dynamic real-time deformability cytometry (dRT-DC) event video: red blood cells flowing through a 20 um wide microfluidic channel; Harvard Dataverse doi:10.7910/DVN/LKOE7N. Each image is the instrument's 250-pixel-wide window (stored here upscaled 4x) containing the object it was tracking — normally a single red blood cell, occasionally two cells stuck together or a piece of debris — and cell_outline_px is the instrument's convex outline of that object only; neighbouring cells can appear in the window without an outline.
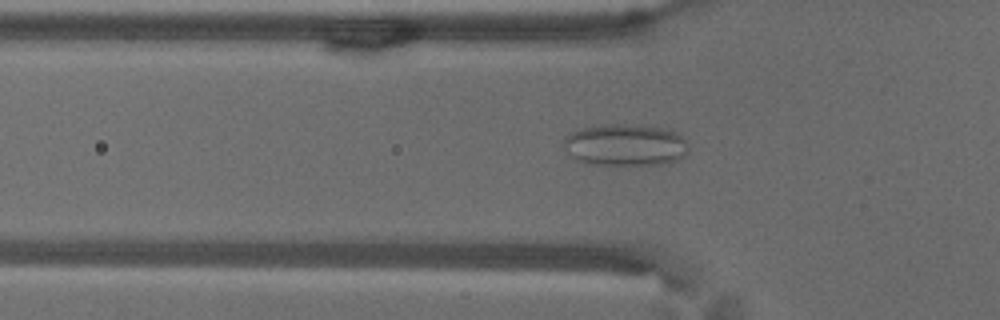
{"species": "common noctule bat (a hibernating species)", "species_latin": "Nyctalus noctula", "temperature_condition": "warm", "stored_images_in_passage": 41, "camera_frame_rate_fps": 3000, "um_per_image_px": 0.085, "animal": {"sex": "male", "body_mass_g": 18.8}, "frame": {"image": 1, "passage_image": 3, "time_ms": 0.667, "image_size_px": [1000, 320], "cell_outline_px": [[688, 152], [684, 156], [668, 164], [584, 164], [568, 156], [564, 148], [564, 136], [580, 128], [600, 124], [632, 124], [672, 128], [688, 144]], "centroid_in_image_um": [53.13, 12.3], "position_along_channel_um": 72.7, "area_um2": 31.1}}
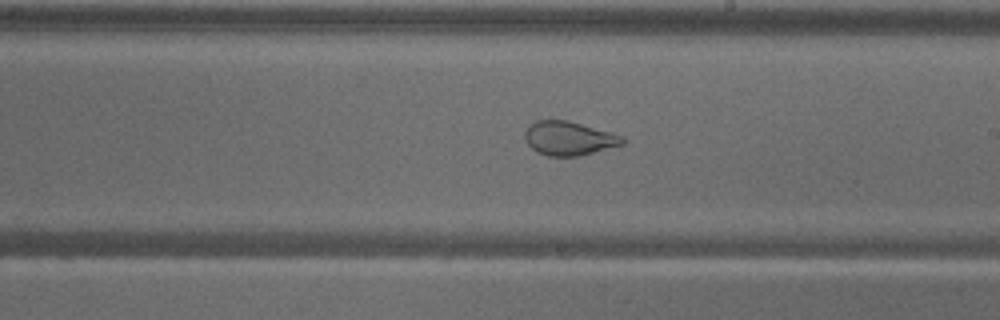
{"frame": {"image": 2, "passage_image": 17, "time_ms": 5.333, "image_size_px": [1000, 320], "cell_outline_px": [[624, 144], [580, 156], [548, 156], [536, 152], [528, 144], [524, 136], [524, 132], [528, 124], [536, 120], [568, 120], [612, 132], [624, 136]], "centroid_in_image_um": [48.35, 11.75], "position_along_channel_um": 240.7, "area_um2": 19.54}}
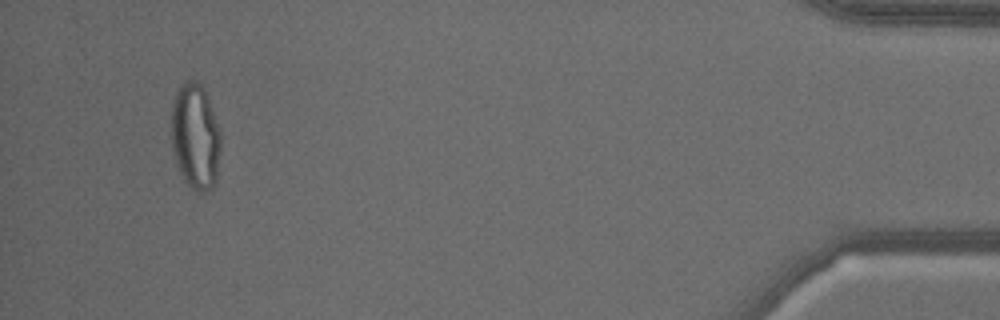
{"frame": {"image": 3, "passage_image": 38, "time_ms": 12.333, "image_size_px": [1000, 320], "cell_outline_px": [[220, 152], [216, 180], [212, 188], [204, 192], [196, 192], [184, 180], [176, 164], [172, 148], [172, 104], [176, 92], [188, 80], [196, 80], [204, 88], [208, 96], [220, 132]], "centroid_in_image_um": [16.61, 11.62], "position_along_channel_um": 418.6, "area_um2": 30.46}, "authors_computed_cell_mechanics": {"area_um2": 25.6054, "velocity_mm_per_s": 3.5756, "shape_relaxation_time_tau1_ms": null, "shape_relaxation_time_tau2_ms": 0.9332, "deformation_change_tau1": null, "deformation_change_tau2": 0.0705}}